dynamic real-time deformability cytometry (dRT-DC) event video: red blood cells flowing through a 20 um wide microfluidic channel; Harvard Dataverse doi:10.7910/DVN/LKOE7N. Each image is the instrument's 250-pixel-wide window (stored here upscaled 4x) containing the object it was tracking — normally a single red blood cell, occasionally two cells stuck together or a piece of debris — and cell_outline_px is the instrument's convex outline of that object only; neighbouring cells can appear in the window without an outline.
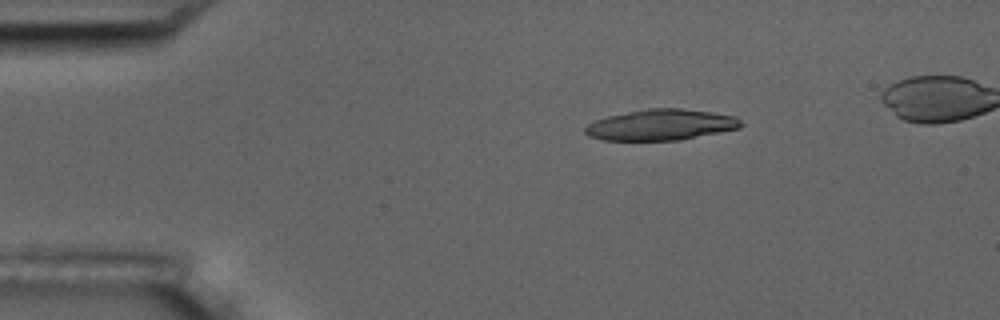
{"species": "common noctule bat (a hibernating species)", "species_latin": "Nyctalus noctula", "temperature_condition": "room temperature", "stored_images_in_passage": 15, "camera_frame_rate_fps": 3000, "um_per_image_px": 0.085, "animal": {"sex": "male", "body_mass_g": 17.5, "forearm_length_mm": 52.3}, "frame": {"image": 1, "passage_image": 3, "time_ms": 3.0, "image_size_px": [1000, 320], "cell_outline_px": [[744, 124], [740, 128], [680, 140], [604, 140], [588, 136], [584, 132], [584, 128], [588, 124], [596, 120], [608, 116], [648, 108], [684, 108], [712, 112], [736, 116]], "centroid_in_image_um": [56.21, 10.6], "position_along_channel_um": 28.8, "area_um2": 28.09}}